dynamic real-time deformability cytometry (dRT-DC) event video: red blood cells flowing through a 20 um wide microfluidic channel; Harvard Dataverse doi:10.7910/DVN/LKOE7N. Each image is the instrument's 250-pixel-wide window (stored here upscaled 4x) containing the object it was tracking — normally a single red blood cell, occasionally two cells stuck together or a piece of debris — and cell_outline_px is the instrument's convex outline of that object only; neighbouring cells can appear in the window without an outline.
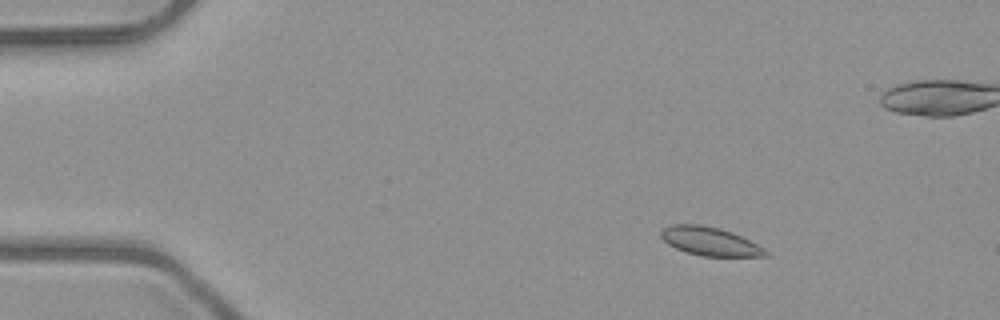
{"species": "common noctule bat (a hibernating species)", "species_latin": "Nyctalus noctula", "temperature_condition": "room temperature", "stored_images_in_passage": 6, "camera_frame_rate_fps": 3000, "um_per_image_px": 0.085, "animal": {"sex": "male", "body_mass_g": 23.1, "forearm_length_mm": 52.7}, "frame": {"image": 1, "passage_image": 3, "time_ms": 2.0, "image_size_px": [1000, 320], "cell_outline_px": [[768, 256], [700, 256], [684, 252], [668, 244], [660, 236], [660, 232], [664, 228], [672, 224], [700, 224], [720, 228], [732, 232], [764, 248], [768, 252]], "centroid_in_image_um": [60.31, 20.51], "position_along_channel_um": 24.7, "area_um2": 17.34}}